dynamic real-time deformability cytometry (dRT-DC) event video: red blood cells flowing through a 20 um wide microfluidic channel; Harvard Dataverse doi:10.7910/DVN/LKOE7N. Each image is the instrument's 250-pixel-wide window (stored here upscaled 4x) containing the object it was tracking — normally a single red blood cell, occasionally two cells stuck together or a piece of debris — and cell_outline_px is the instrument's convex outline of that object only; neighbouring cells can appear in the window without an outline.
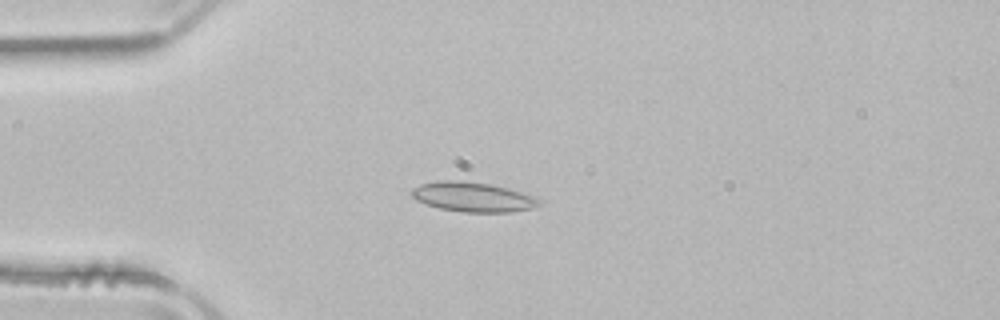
{"species": "common noctule bat (a hibernating species)", "species_latin": "Nyctalus noctula", "temperature_condition": "room temperature", "stored_images_in_passage": 42, "camera_frame_rate_fps": 3000, "um_per_image_px": 0.085, "animal": {"sex": "male", "body_mass_g": 21.5, "forearm_length_mm": 52.0}, "frame": {"image": 1, "passage_image": 4, "time_ms": 1.0, "image_size_px": [1000, 320], "cell_outline_px": [[540, 204], [532, 208], [512, 212], [460, 212], [440, 208], [416, 200], [412, 196], [412, 188], [420, 184], [436, 180], [460, 180], [488, 184], [508, 188], [536, 196], [540, 200]], "centroid_in_image_um": [40.2, 16.74], "position_along_channel_um": 44.8, "area_um2": 22.08}}
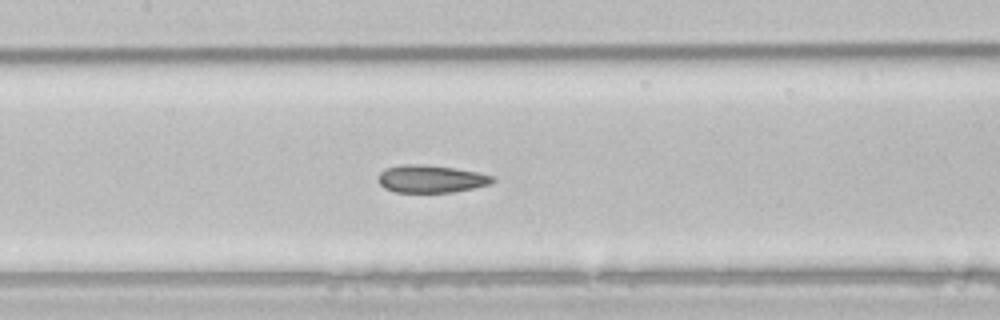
{"frame": {"image": 2, "passage_image": 15, "time_ms": 4.667, "image_size_px": [1000, 320], "cell_outline_px": [[496, 180], [492, 184], [452, 192], [396, 192], [384, 188], [380, 184], [380, 172], [384, 168], [404, 164], [420, 164], [452, 168], [476, 172], [492, 176]], "centroid_in_image_um": [36.63, 15.21], "position_along_channel_um": 170.8, "area_um2": 18.15}}
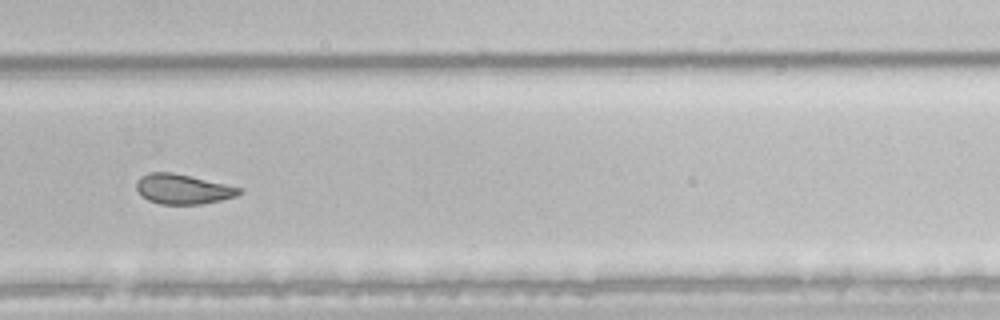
{"frame": {"image": 3, "passage_image": 26, "time_ms": 8.333, "image_size_px": [1000, 320], "cell_outline_px": [[244, 192], [236, 196], [220, 200], [200, 204], [160, 204], [148, 200], [140, 196], [136, 188], [136, 180], [140, 176], [148, 172], [172, 172], [224, 184], [240, 188]], "centroid_in_image_um": [15.48, 16.07], "position_along_channel_um": 314.3, "area_um2": 17.86}, "authors_computed_cell_mechanics": {"area_um2": 19.3341, "velocity_mm_per_s": 3.9338, "shape_relaxation_time_tau1_ms": null, "shape_relaxation_time_tau2_ms": 2.7758, "deformation_change_tau1": null, "deformation_change_tau2": 0.0597}}